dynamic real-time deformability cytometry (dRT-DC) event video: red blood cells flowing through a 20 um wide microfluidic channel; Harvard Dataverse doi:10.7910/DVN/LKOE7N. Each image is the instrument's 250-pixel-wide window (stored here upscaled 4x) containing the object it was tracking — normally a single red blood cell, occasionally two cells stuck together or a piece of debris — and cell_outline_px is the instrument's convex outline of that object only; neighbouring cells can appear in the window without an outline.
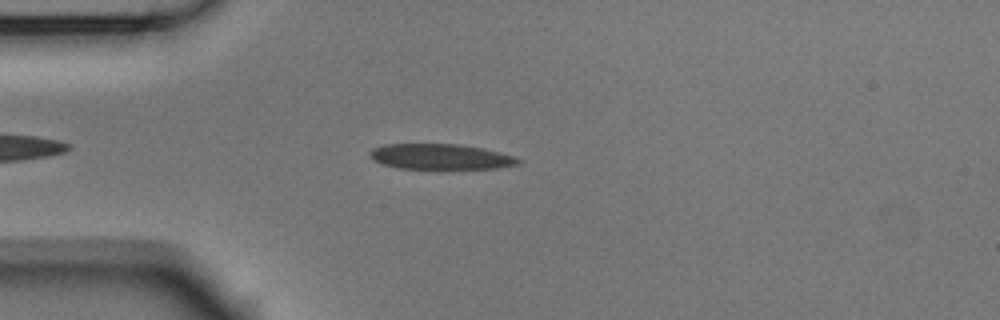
{"species": "Egyptian fruit bat (a non-hibernating species)", "species_latin": "Rousettus aegyptiacus", "temperature_condition": "room temperature", "stored_images_in_passage": 44, "camera_frame_rate_fps": 3000, "um_per_image_px": 0.085, "animal": {"sex": "male"}, "frame": {"image": 1, "passage_image": 5, "time_ms": 1.333, "image_size_px": [1000, 320], "cell_outline_px": [[520, 164], [496, 168], [400, 168], [384, 164], [368, 156], [368, 152], [372, 148], [384, 144], [460, 144], [500, 152], [512, 156], [520, 160]], "centroid_in_image_um": [37.41, 13.3], "position_along_channel_um": 47.6, "area_um2": 21.68}}
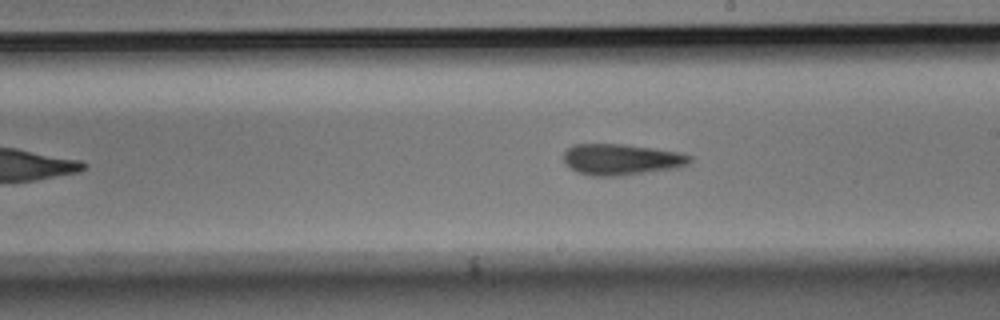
{"frame": {"image": 2, "passage_image": 21, "time_ms": 6.667, "image_size_px": [1000, 320], "cell_outline_px": [[692, 160], [688, 164], [680, 168], [624, 176], [592, 176], [576, 172], [564, 160], [564, 152], [572, 144], [624, 144], [680, 152], [692, 156]], "centroid_in_image_um": [52.87, 13.56], "position_along_channel_um": 236.1, "area_um2": 23.18}}
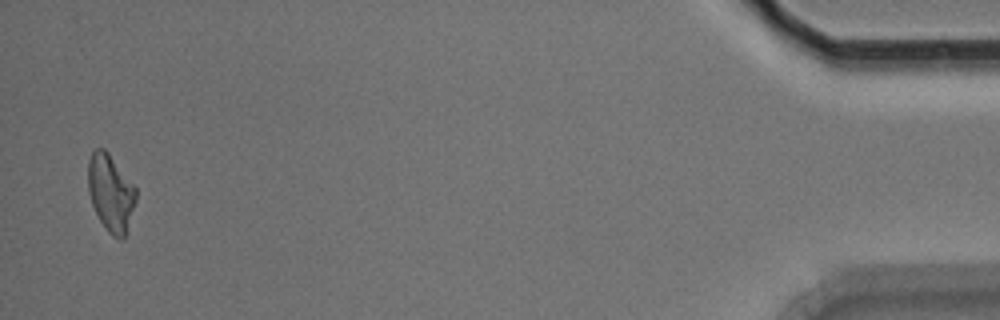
{"frame": {"image": 3, "passage_image": 43, "time_ms": 14.0, "image_size_px": [1000, 320], "cell_outline_px": [[136, 200], [124, 240], [120, 240], [112, 236], [108, 232], [100, 220], [92, 204], [88, 192], [88, 160], [92, 152], [96, 148], [104, 148], [108, 152], [136, 188]], "centroid_in_image_um": [9.4, 16.4], "position_along_channel_um": 425.8, "area_um2": 21.44}, "authors_computed_cell_mechanics": {"area_um2": 22.2819, "velocity_mm_per_s": 3.7766, "shape_relaxation_time_tau1_ms": 5.161, "shape_relaxation_time_tau2_ms": 4.2351, "deformation_change_tau1": 0.1559, "deformation_change_tau2": 0.1503}}